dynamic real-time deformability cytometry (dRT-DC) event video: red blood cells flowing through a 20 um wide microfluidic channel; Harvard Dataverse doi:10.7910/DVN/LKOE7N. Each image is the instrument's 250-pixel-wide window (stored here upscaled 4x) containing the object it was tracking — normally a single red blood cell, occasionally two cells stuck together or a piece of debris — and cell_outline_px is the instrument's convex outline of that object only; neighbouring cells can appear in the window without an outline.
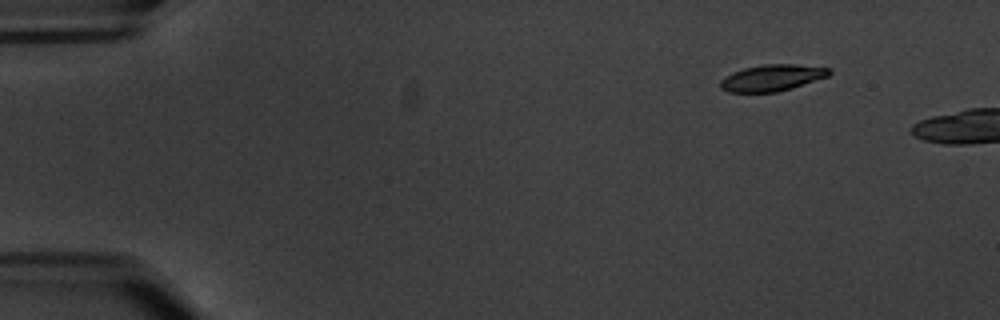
{"species": "common noctule bat (a hibernating species)", "species_latin": "Nyctalus noctula", "temperature_condition": "warm", "stored_images_in_passage": 4, "camera_frame_rate_fps": 3000, "um_per_image_px": 0.085, "animal": {"sex": "male", "body_mass_g": 20.1, "forearm_length_mm": 53.5}, "frame": {"image": 1, "passage_image": 1, "time_ms": 0.0, "image_size_px": [1000, 320], "cell_outline_px": [[832, 72], [828, 76], [792, 88], [776, 92], [728, 92], [720, 88], [720, 80], [724, 76], [732, 72], [744, 68], [764, 64], [792, 64], [832, 68]], "centroid_in_image_um": [65.61, 6.61], "position_along_channel_um": 19.4, "area_um2": 16.82}}